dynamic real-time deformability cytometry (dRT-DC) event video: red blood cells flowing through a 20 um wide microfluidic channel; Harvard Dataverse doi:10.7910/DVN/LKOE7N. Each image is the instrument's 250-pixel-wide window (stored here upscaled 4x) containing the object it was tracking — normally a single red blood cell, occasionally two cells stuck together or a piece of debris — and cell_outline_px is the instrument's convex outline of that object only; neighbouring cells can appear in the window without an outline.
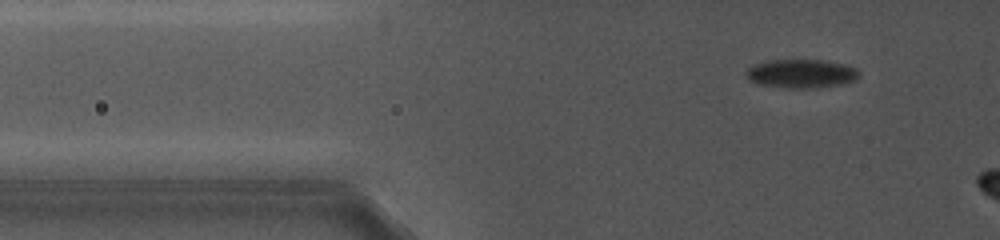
{"species": "common noctule bat (a hibernating species)", "species_latin": "Nyctalus noctula", "temperature_condition": "cold", "stored_images_in_passage": 48, "camera_frame_rate_fps": 5000, "um_per_image_px": 0.085, "animal": {"sex": "female", "body_mass_g": 19.0, "forearm_length_mm": 56.7}, "frame": {"image": 1, "passage_image": 19, "time_ms": 8.0, "image_size_px": [1000, 240], "cell_outline_px": [[860, 76], [856, 80], [840, 84], [820, 88], [788, 88], [756, 84], [748, 80], [744, 72], [748, 68], [764, 60], [824, 60], [844, 64], [856, 68], [860, 72]], "centroid_in_image_um": [68.09, 6.26], "position_along_channel_um": 57.7, "area_um2": 19.19}}
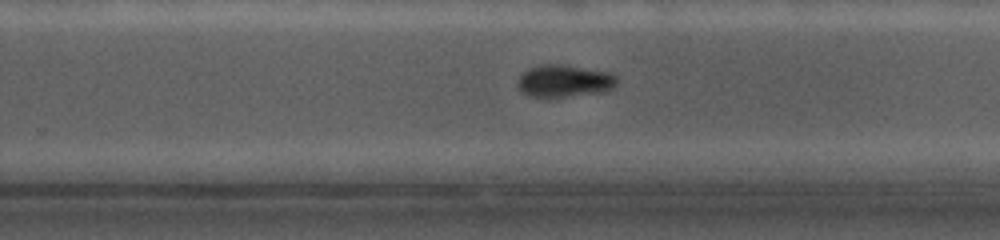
{"frame": {"image": 2, "passage_image": 39, "time_ms": 15.0, "image_size_px": [1000, 240], "cell_outline_px": [[620, 80], [608, 92], [564, 96], [528, 96], [516, 84], [516, 80], [528, 68], [540, 64], [564, 64], [608, 72], [616, 76]], "centroid_in_image_um": [47.99, 6.86], "position_along_channel_um": 281.8, "area_um2": 18.73}}
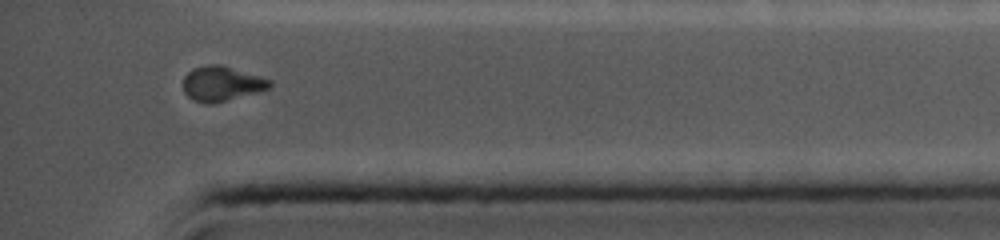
{"frame": {"image": 3, "passage_image": 48, "time_ms": 18.4, "image_size_px": [1000, 240], "cell_outline_px": [[272, 88], [212, 104], [196, 100], [188, 96], [184, 92], [184, 76], [192, 68], [208, 64], [220, 64], [272, 80]], "centroid_in_image_um": [18.86, 7.09], "position_along_channel_um": 416.3, "area_um2": 17.4}}